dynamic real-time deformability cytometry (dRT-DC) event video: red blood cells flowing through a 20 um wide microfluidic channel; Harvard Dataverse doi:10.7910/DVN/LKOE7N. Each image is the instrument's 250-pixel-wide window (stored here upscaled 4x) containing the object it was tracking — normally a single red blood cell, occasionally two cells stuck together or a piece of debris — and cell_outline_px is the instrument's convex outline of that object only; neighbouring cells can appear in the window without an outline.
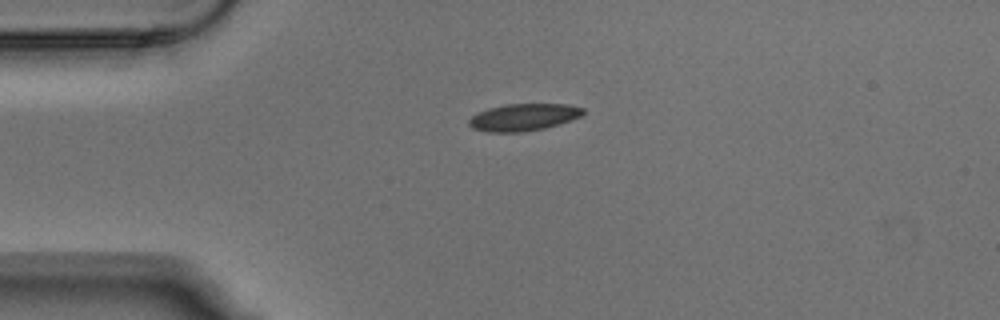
{"species": "Egyptian fruit bat (a non-hibernating species)", "species_latin": "Rousettus aegyptiacus", "temperature_condition": "warm", "stored_images_in_passage": 2, "camera_frame_rate_fps": 3000, "um_per_image_px": 0.085, "animal": {"sex": "male"}, "frame": {"image": 1, "passage_image": 1, "time_ms": 0.0, "image_size_px": [1000, 320], "cell_outline_px": [[584, 112], [580, 116], [544, 128], [524, 132], [488, 132], [472, 128], [468, 124], [468, 120], [472, 116], [488, 108], [504, 104], [564, 104], [584, 108]], "centroid_in_image_um": [44.45, 9.96], "position_along_channel_um": 40.6, "area_um2": 17.8}}